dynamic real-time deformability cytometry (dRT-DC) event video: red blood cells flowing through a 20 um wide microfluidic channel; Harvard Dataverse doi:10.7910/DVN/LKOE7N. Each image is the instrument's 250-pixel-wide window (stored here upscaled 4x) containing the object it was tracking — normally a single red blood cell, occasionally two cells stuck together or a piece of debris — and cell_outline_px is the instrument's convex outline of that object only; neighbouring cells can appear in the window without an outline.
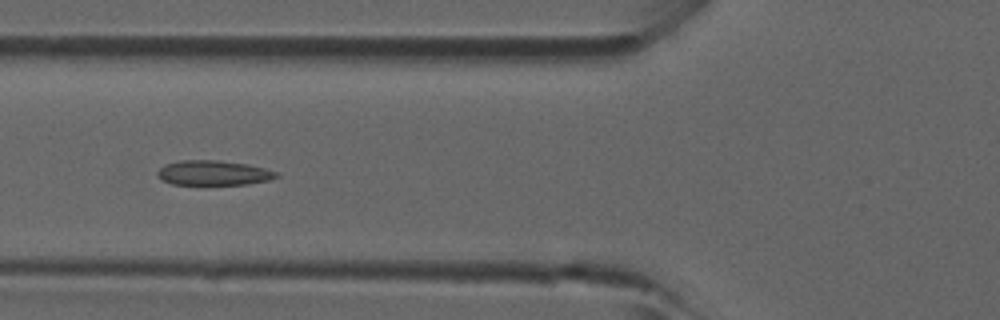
{"species": "common noctule bat (a hibernating species)", "species_latin": "Nyctalus noctula", "temperature_condition": "room temperature", "stored_images_in_passage": 5, "camera_frame_rate_fps": 3000, "um_per_image_px": 0.085, "animal": {"sex": "male", "forearm_length_mm": 52.5}, "frame": {"image": 1, "passage_image": 5, "time_ms": 1.333, "image_size_px": [1000, 320], "cell_outline_px": [[280, 176], [268, 180], [248, 184], [172, 184], [164, 180], [156, 172], [164, 164], [180, 160], [216, 160], [248, 164], [280, 172]], "centroid_in_image_um": [18.18, 14.68], "position_along_channel_um": 107.6, "area_um2": 17.11}}